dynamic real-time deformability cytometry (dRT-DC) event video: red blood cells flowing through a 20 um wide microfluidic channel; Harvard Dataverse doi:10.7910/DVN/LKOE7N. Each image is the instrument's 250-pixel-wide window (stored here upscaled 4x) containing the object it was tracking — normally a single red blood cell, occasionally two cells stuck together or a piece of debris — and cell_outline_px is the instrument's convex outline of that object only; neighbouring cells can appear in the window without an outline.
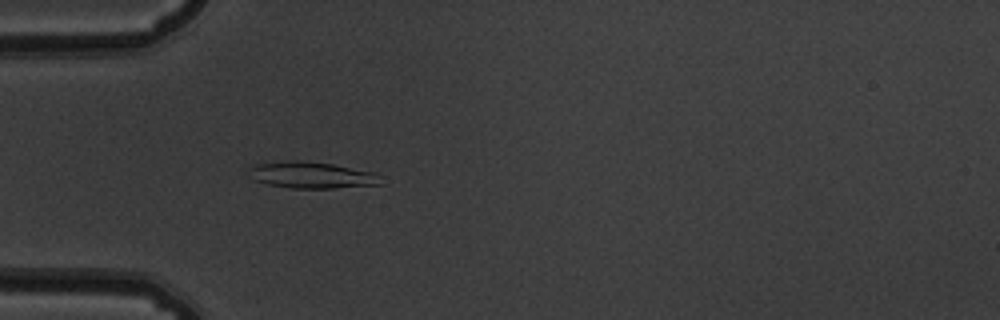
{"species": "common noctule bat (a hibernating species)", "species_latin": "Nyctalus noctula", "temperature_condition": "warm", "stored_images_in_passage": 52, "camera_frame_rate_fps": 3000, "um_per_image_px": 0.085, "animal": {"sex": "male", "body_mass_g": 19.5, "forearm_length_mm": 54.6}, "frame": {"image": 1, "passage_image": 16, "time_ms": 5.0, "image_size_px": [1000, 320], "cell_outline_px": [[384, 184], [332, 188], [292, 188], [268, 184], [252, 180], [248, 168], [252, 164], [288, 160], [304, 160], [332, 164], [376, 172], [380, 176]], "centroid_in_image_um": [26.48, 14.87], "position_along_channel_um": 58.5, "area_um2": 20.69}}
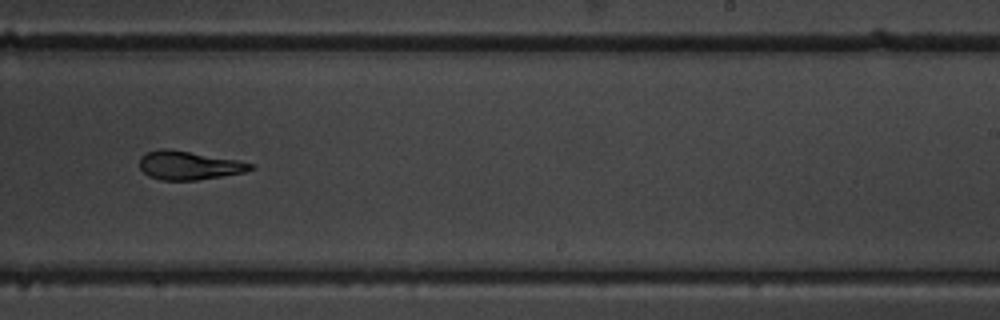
{"frame": {"image": 2, "passage_image": 33, "time_ms": 10.667, "image_size_px": [1000, 320], "cell_outline_px": [[256, 168], [244, 172], [196, 180], [160, 180], [148, 176], [140, 168], [140, 156], [148, 152], [160, 148], [168, 148], [236, 160], [252, 164]], "centroid_in_image_um": [16.01, 14.05], "position_along_channel_um": 273.0, "area_um2": 18.32}}
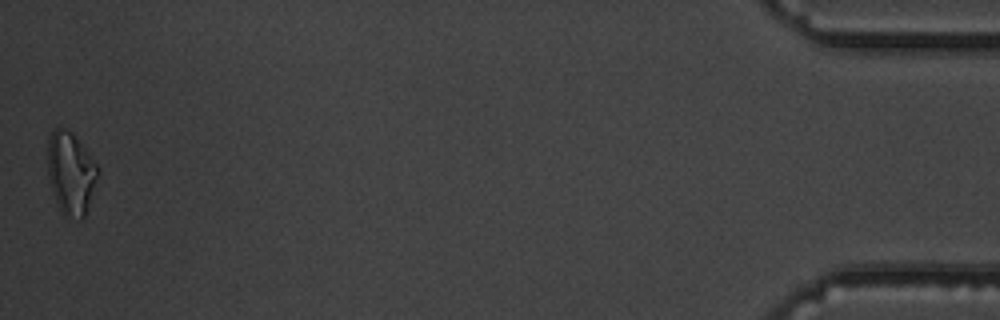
{"frame": {"image": 3, "passage_image": 52, "time_ms": 17.0, "image_size_px": [1000, 320], "cell_outline_px": [[100, 172], [84, 220], [80, 220], [64, 216], [60, 212], [56, 204], [52, 192], [48, 176], [48, 136], [56, 128], [68, 128], [72, 132], [100, 168]], "centroid_in_image_um": [6.03, 14.76], "position_along_channel_um": 429.2, "area_um2": 24.62}, "authors_computed_cell_mechanics": {"area_um2": 19.6809, "velocity_mm_per_s": 3.88, "shape_relaxation_time_tau1_ms": null, "shape_relaxation_time_tau2_ms": 4.7572, "deformation_change_tau1": null, "deformation_change_tau2": 0.0956}}